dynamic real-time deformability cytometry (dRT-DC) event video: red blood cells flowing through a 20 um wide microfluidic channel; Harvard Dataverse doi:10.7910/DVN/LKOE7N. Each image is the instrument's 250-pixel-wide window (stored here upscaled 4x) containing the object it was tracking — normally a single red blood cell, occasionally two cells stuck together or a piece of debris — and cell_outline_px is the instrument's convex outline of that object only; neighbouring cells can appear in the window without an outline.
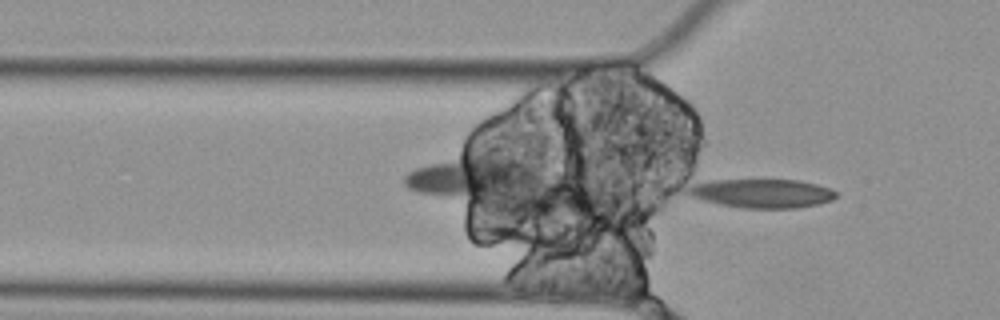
{"species": "Egyptian fruit bat (a non-hibernating species)", "species_latin": "Rousettus aegyptiacus", "temperature_condition": "cold", "stored_images_in_passage": 5, "camera_frame_rate_fps": 3000, "um_per_image_px": 0.085, "animal": {"sex": "female"}, "frame": {"image": 1, "passage_image": 5, "time_ms": 1.333, "image_size_px": [1000, 320], "cell_outline_px": [[836, 196], [832, 200], [816, 204], [796, 208], [744, 208], [720, 204], [704, 200], [692, 196], [688, 192], [688, 188], [692, 184], [708, 180], [800, 180], [832, 188], [836, 192]], "centroid_in_image_um": [64.79, 16.43], "position_along_channel_um": 61.0, "area_um2": 24.74}}